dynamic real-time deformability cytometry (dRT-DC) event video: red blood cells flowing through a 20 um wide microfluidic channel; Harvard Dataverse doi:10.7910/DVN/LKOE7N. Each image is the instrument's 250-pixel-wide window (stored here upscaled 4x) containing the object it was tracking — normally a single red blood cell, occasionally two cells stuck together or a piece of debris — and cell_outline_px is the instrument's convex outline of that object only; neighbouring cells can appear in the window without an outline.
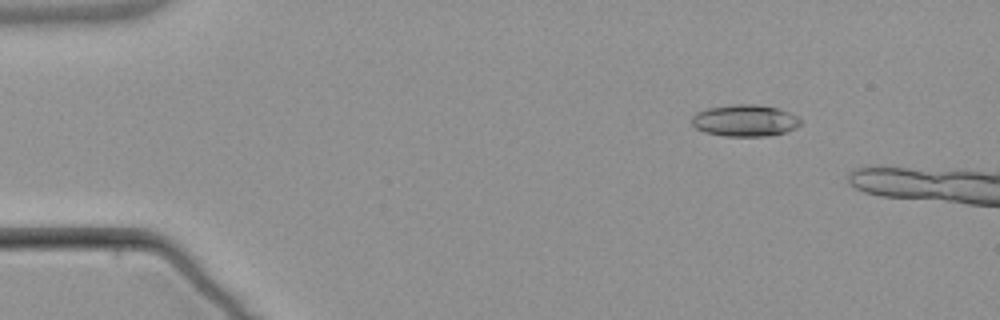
{"species": "common noctule bat (a hibernating species)", "species_latin": "Nyctalus noctula", "temperature_condition": "warm", "stored_images_in_passage": 4, "camera_frame_rate_fps": 3000, "um_per_image_px": 0.085, "animal": {"sex": "male", "body_mass_g": 21.5, "forearm_length_mm": 52.0}, "frame": {"image": 1, "passage_image": 2, "time_ms": 2.0, "image_size_px": [1000, 320], "cell_outline_px": [[800, 124], [796, 128], [772, 136], [724, 136], [704, 132], [696, 128], [692, 124], [692, 116], [696, 112], [708, 108], [736, 104], [756, 104], [776, 108], [788, 112], [796, 116], [800, 120]], "centroid_in_image_um": [63.3, 10.25], "position_along_channel_um": 21.7, "area_um2": 20.06}}